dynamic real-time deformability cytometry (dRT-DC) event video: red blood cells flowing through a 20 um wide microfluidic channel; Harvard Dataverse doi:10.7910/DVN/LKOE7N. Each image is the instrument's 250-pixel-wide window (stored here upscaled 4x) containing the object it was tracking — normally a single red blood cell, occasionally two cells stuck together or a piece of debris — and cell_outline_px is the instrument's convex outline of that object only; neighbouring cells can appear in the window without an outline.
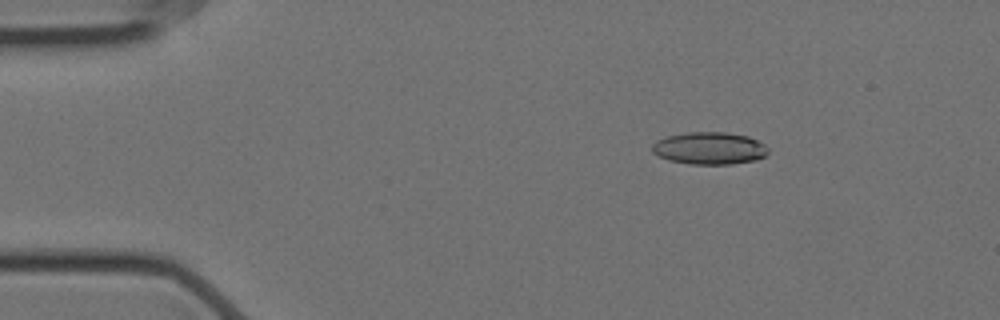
{"species": "Egyptian fruit bat (a non-hibernating species)", "species_latin": "Rousettus aegyptiacus", "temperature_condition": "cold", "stored_images_in_passage": 57, "camera_frame_rate_fps": 3000, "um_per_image_px": 0.085, "animal": {"sex": "female"}, "frame": {"image": 1, "passage_image": 9, "time_ms": 2.667, "image_size_px": [1000, 320], "cell_outline_px": [[768, 152], [764, 156], [756, 160], [732, 164], [688, 164], [668, 160], [652, 152], [652, 144], [656, 140], [664, 136], [688, 132], [724, 132], [748, 136], [764, 144], [768, 148]], "centroid_in_image_um": [60.28, 12.6], "position_along_channel_um": 24.7, "area_um2": 21.96}}
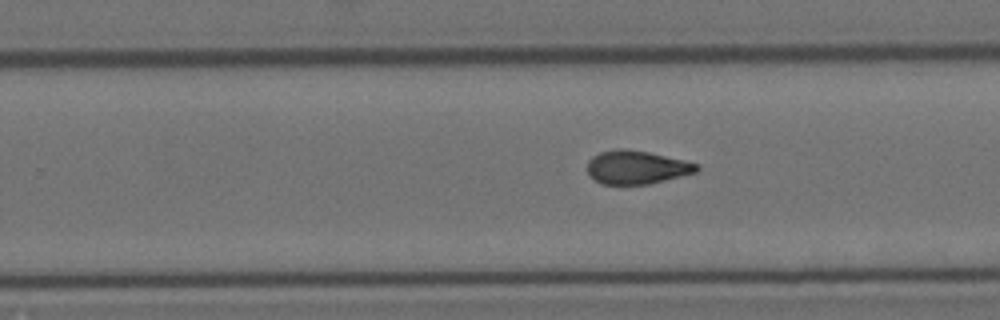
{"frame": {"image": 2, "passage_image": 36, "time_ms": 11.667, "image_size_px": [1000, 320], "cell_outline_px": [[700, 168], [696, 172], [648, 184], [600, 184], [588, 176], [588, 160], [592, 156], [600, 152], [616, 148], [624, 148], [648, 152], [684, 160], [700, 164]], "centroid_in_image_um": [54.08, 14.21], "position_along_channel_um": 275.7, "area_um2": 21.39}}
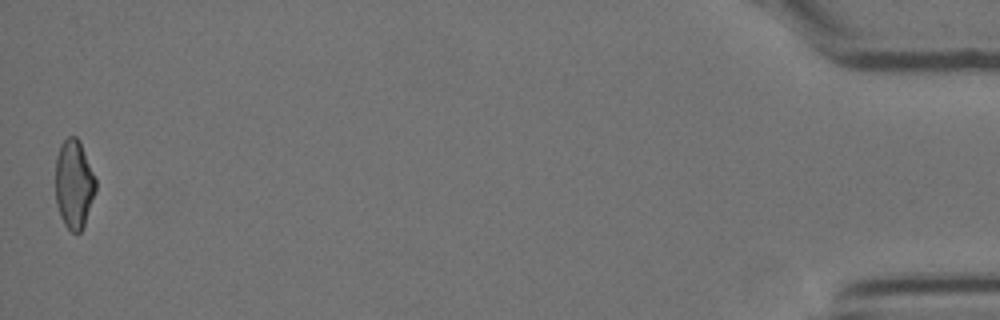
{"frame": {"image": 3, "passage_image": 57, "time_ms": 18.667, "image_size_px": [1000, 320], "cell_outline_px": [[96, 192], [84, 224], [80, 232], [72, 232], [64, 224], [60, 216], [56, 204], [56, 156], [60, 144], [68, 136], [76, 136], [80, 140], [96, 180]], "centroid_in_image_um": [6.28, 15.63], "position_along_channel_um": 428.9, "area_um2": 20.87}, "authors_computed_cell_mechanics": {"area_um2": 21.675, "velocity_mm_per_s": 3.543, "shape_relaxation_time_tau1_ms": null, "shape_relaxation_time_tau2_ms": 3.0252, "deformation_change_tau1": null, "deformation_change_tau2": 0.0992}}